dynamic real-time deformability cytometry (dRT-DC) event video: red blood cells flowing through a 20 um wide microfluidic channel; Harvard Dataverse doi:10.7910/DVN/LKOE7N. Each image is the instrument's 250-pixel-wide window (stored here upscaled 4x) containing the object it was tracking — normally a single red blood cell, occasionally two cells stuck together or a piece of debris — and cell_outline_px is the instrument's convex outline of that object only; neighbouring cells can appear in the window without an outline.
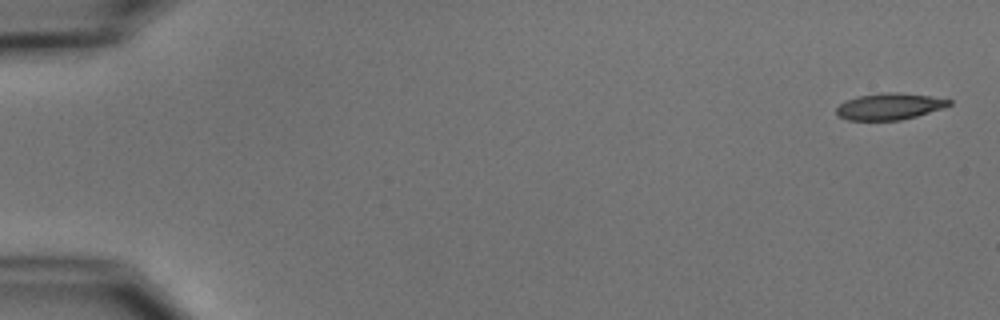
{"species": "common noctule bat (a hibernating species)", "species_latin": "Nyctalus noctula", "temperature_condition": "cold", "stored_images_in_passage": 7, "camera_frame_rate_fps": 3000, "um_per_image_px": 0.085, "animal": {"sex": "male", "body_mass_g": 15.6}, "frame": {"image": 1, "passage_image": 1, "time_ms": 0.0, "image_size_px": [1000, 320], "cell_outline_px": [[952, 104], [944, 108], [916, 116], [900, 120], [848, 120], [836, 116], [836, 108], [840, 104], [856, 96], [888, 92], [900, 92], [928, 96], [952, 100]], "centroid_in_image_um": [75.6, 9.05], "position_along_channel_um": 9.4, "area_um2": 17.4}}
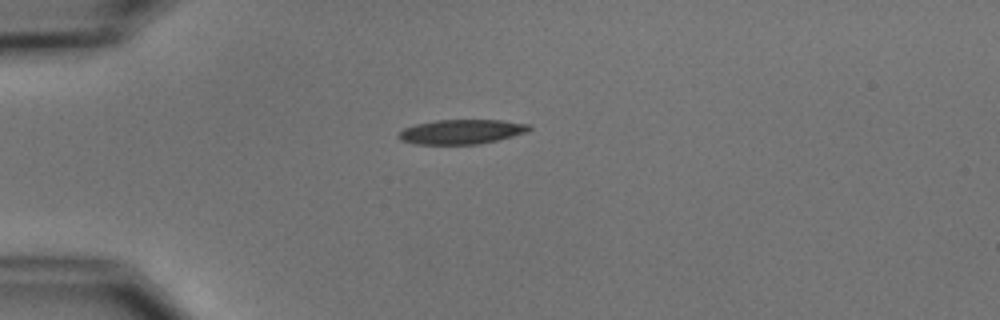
{"frame": {"image": 2, "passage_image": 4, "time_ms": 4.333, "image_size_px": [1000, 320], "cell_outline_px": [[532, 128], [528, 132], [480, 144], [416, 144], [400, 140], [396, 136], [404, 128], [416, 124], [436, 120], [500, 120], [528, 124]], "centroid_in_image_um": [39.21, 11.2], "position_along_channel_um": 45.8, "area_um2": 18.61}}